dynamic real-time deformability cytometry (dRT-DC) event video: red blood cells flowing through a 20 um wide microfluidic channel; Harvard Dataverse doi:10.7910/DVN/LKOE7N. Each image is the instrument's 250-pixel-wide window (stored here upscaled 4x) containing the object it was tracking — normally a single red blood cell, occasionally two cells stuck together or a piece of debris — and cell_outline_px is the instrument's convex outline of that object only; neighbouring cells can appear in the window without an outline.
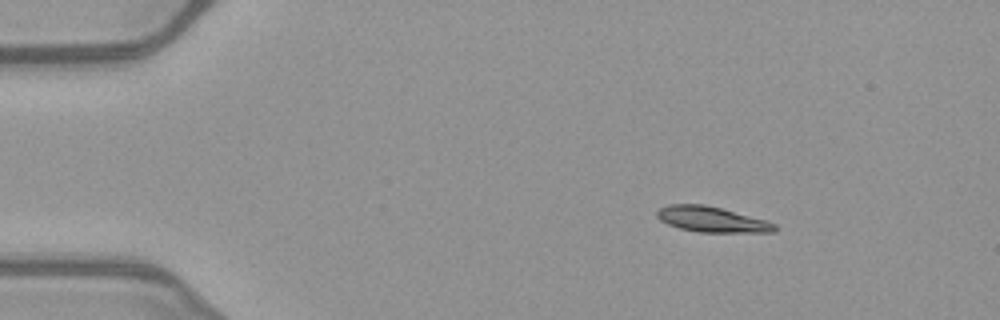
{"species": "common noctule bat (a hibernating species)", "species_latin": "Nyctalus noctula", "temperature_condition": "warm", "stored_images_in_passage": 50, "camera_frame_rate_fps": 3000, "um_per_image_px": 0.085, "animal": {"sex": "female", "body_mass_g": 21.9}, "frame": {"image": 1, "passage_image": 7, "time_ms": 2.0, "image_size_px": [1000, 320], "cell_outline_px": [[776, 232], [700, 232], [680, 228], [668, 224], [660, 220], [656, 216], [656, 212], [660, 208], [668, 204], [704, 204], [720, 208], [764, 220], [776, 224]], "centroid_in_image_um": [60.46, 18.65], "position_along_channel_um": 24.5, "area_um2": 17.22}}
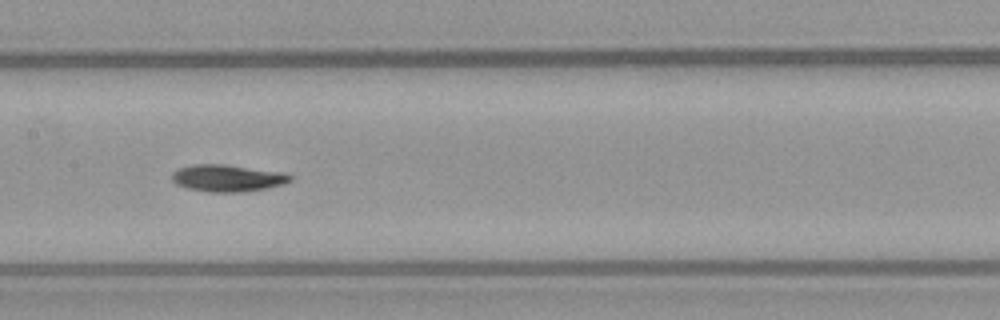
{"frame": {"image": 2, "passage_image": 25, "time_ms": 8.0, "image_size_px": [1000, 320], "cell_outline_px": [[292, 180], [284, 184], [268, 188], [244, 192], [208, 192], [188, 188], [176, 184], [172, 180], [172, 172], [180, 168], [192, 164], [224, 164], [284, 172], [292, 176]], "centroid_in_image_um": [19.36, 15.14], "position_along_channel_um": 188.0, "area_um2": 18.73}}
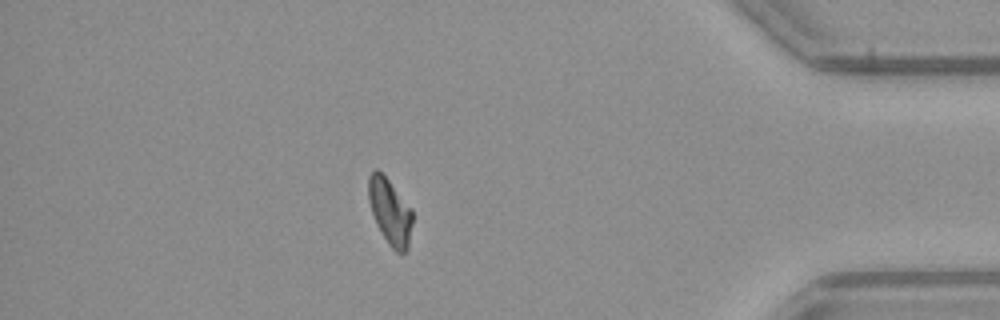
{"frame": {"image": 3, "passage_image": 44, "time_ms": 14.333, "image_size_px": [1000, 320], "cell_outline_px": [[412, 224], [408, 248], [404, 252], [396, 252], [388, 244], [376, 224], [368, 200], [368, 176], [376, 168], [388, 180], [412, 208]], "centroid_in_image_um": [33.14, 17.99], "position_along_channel_um": 402.1, "area_um2": 16.82}, "authors_computed_cell_mechanics": {"area_um2": 17.5423, "velocity_mm_per_s": 4.0396, "shape_relaxation_time_tau1_ms": 3.2539, "shape_relaxation_time_tau2_ms": null, "deformation_change_tau1": 0.1666, "deformation_change_tau2": null}}